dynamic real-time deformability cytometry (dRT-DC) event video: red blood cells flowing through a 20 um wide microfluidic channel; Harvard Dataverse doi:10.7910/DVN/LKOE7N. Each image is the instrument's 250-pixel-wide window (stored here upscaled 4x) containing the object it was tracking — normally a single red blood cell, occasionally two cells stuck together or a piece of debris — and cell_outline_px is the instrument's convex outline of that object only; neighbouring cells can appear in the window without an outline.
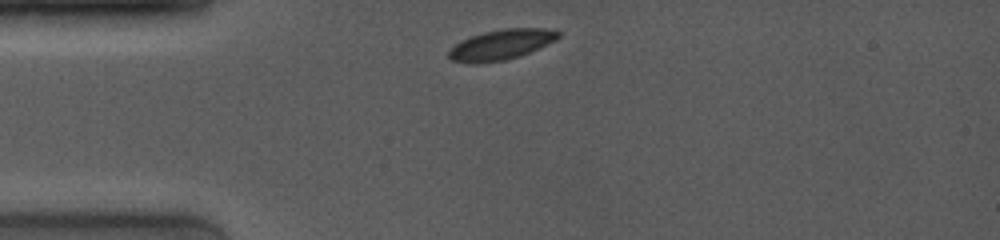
{"species": "common noctule bat (a hibernating species)", "species_latin": "Nyctalus noctula", "temperature_condition": "room temperature", "stored_images_in_passage": 29, "camera_frame_rate_fps": 4000, "um_per_image_px": 0.085, "animal": {"sex": "female", "body_mass_g": 19.0, "forearm_length_mm": 53.3}, "frame": {"image": 1, "passage_image": 1, "time_ms": 0.0, "image_size_px": [1000, 240], "cell_outline_px": [[560, 36], [556, 40], [548, 44], [520, 56], [504, 60], [480, 64], [468, 64], [452, 60], [448, 56], [448, 52], [456, 44], [472, 36], [484, 32], [504, 28], [544, 28], [560, 32]], "centroid_in_image_um": [42.61, 3.81], "position_along_channel_um": 42.4, "area_um2": 19.25}}
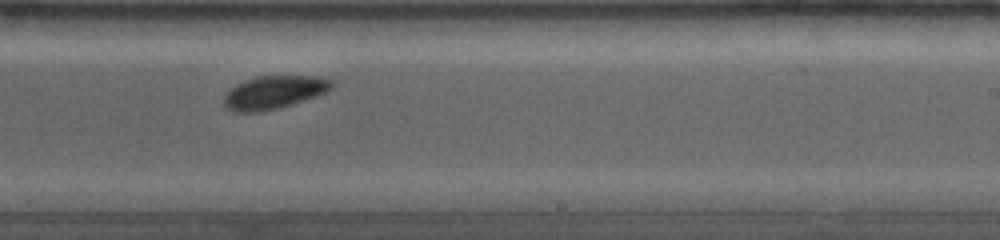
{"frame": {"image": 2, "passage_image": 18, "time_ms": 6.25, "image_size_px": [1000, 240], "cell_outline_px": [[332, 88], [316, 96], [276, 108], [256, 112], [232, 112], [224, 108], [224, 96], [236, 84], [244, 80], [256, 76], [320, 76], [332, 80]], "centroid_in_image_um": [23.24, 7.84], "position_along_channel_um": 265.8, "area_um2": 20.58}}
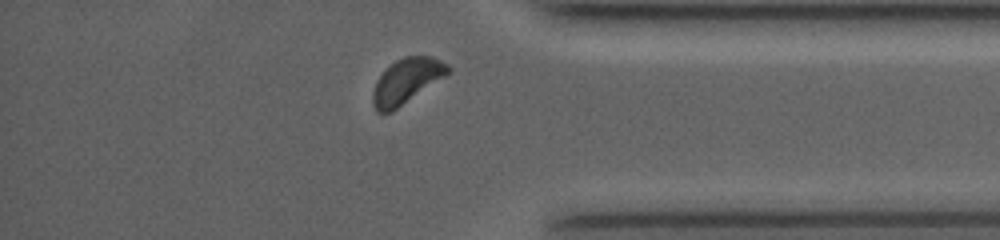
{"frame": {"image": 3, "passage_image": 27, "time_ms": 9.75, "image_size_px": [1000, 240], "cell_outline_px": [[452, 72], [392, 112], [376, 112], [372, 104], [372, 92], [376, 80], [396, 60], [404, 56], [432, 56], [448, 64], [452, 68]], "centroid_in_image_um": [34.58, 6.89], "position_along_channel_um": 400.6, "area_um2": 19.83}, "authors_computed_cell_mechanics": {"area_um2": 20.1722, "velocity_mm_per_s": 3.9431, "shape_relaxation_time_tau1_ms": null, "shape_relaxation_time_tau2_ms": 3.7574, "deformation_change_tau1": null, "deformation_change_tau2": 0.0639}}